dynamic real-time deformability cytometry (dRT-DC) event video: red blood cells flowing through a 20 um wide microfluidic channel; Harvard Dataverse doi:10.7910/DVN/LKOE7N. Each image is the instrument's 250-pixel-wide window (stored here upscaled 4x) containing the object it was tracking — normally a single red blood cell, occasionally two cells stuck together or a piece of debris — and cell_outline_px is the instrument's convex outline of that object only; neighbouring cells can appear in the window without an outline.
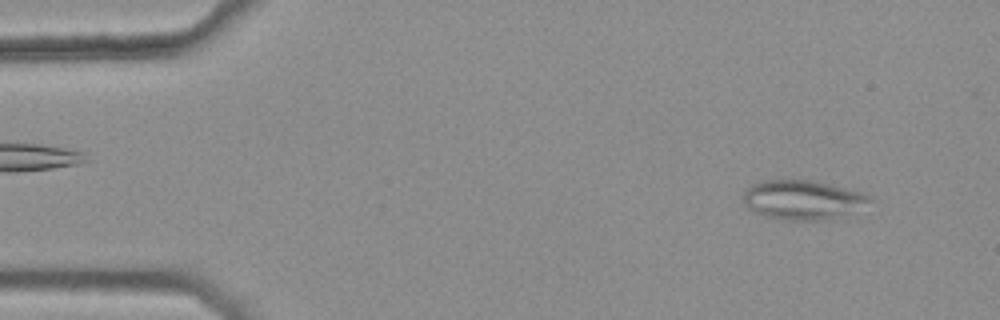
{"species": "common noctule bat (a hibernating species)", "species_latin": "Nyctalus noctula", "temperature_condition": "warm", "stored_images_in_passage": 43, "camera_frame_rate_fps": 3000, "um_per_image_px": 0.085, "animal": {"sex": "female", "body_mass_g": 25.1}, "frame": {"image": 1, "passage_image": 2, "time_ms": 0.333, "image_size_px": [1000, 320], "cell_outline_px": [[872, 200], [832, 220], [784, 220], [764, 216], [752, 212], [744, 204], [744, 192], [752, 184], [764, 180], [812, 180], [860, 192], [868, 196]], "centroid_in_image_um": [68.14, 16.99], "position_along_channel_um": 16.9, "area_um2": 28.55}}
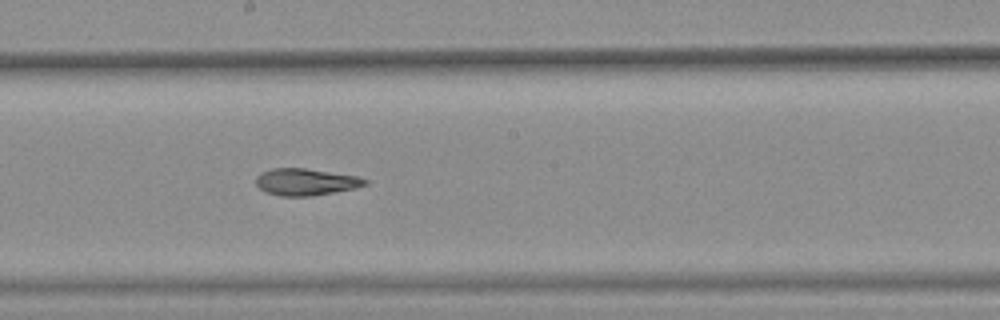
{"frame": {"image": 2, "passage_image": 26, "time_ms": 8.333, "image_size_px": [1000, 320], "cell_outline_px": [[368, 184], [352, 188], [312, 196], [280, 196], [264, 192], [256, 184], [256, 176], [260, 172], [272, 168], [304, 168], [356, 176], [368, 180]], "centroid_in_image_um": [25.92, 15.46], "position_along_channel_um": 222.3, "area_um2": 16.94}}
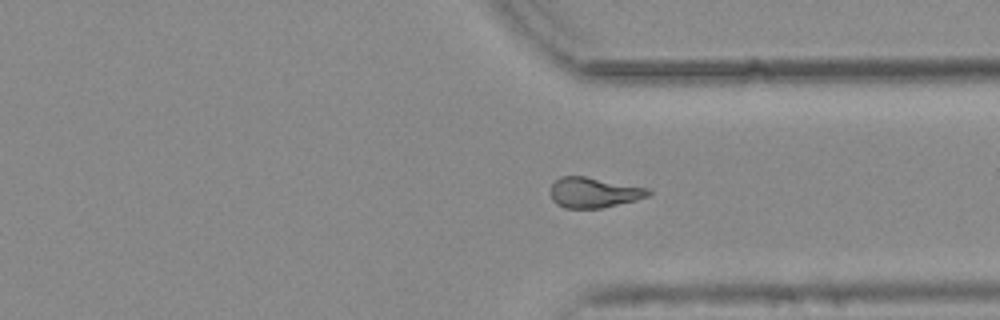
{"frame": {"image": 3, "passage_image": 37, "time_ms": 12.0, "image_size_px": [1000, 320], "cell_outline_px": [[652, 192], [648, 196], [636, 200], [604, 208], [564, 208], [556, 204], [552, 200], [552, 184], [560, 176], [584, 176], [648, 188]], "centroid_in_image_um": [50.48, 16.37], "position_along_channel_um": 360.9, "area_um2": 17.22}, "authors_computed_cell_mechanics": {"area_um2": 17.6868, "velocity_mm_per_s": 3.7713, "shape_relaxation_time_tau1_ms": null, "shape_relaxation_time_tau2_ms": 4.6526, "deformation_change_tau1": null, "deformation_change_tau2": 0.1298}}